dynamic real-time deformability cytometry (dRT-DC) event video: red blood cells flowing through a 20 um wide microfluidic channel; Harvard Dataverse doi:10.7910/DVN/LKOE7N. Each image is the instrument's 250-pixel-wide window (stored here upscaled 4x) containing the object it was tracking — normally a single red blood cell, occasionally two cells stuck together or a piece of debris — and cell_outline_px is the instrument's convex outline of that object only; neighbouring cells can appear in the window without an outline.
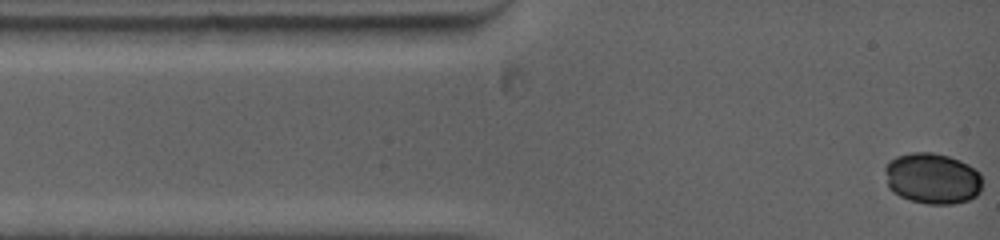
{"species": "common noctule bat (a hibernating species)", "species_latin": "Nyctalus noctula", "temperature_condition": "warm", "stored_images_in_passage": 10, "camera_frame_rate_fps": 5000, "um_per_image_px": 0.085, "animal": {"sex": "female", "body_mass_g": 19.0, "forearm_length_mm": 53.3}, "frame": {"image": 1, "passage_image": 1, "time_ms": 0.0, "image_size_px": [1000, 240], "cell_outline_px": [[980, 192], [976, 196], [968, 200], [952, 204], [928, 204], [908, 200], [892, 192], [888, 188], [884, 168], [896, 156], [912, 152], [932, 152], [948, 156], [960, 160], [968, 164], [980, 172]], "centroid_in_image_um": [79.24, 15.17], "position_along_channel_um": 5.8, "area_um2": 29.02}}
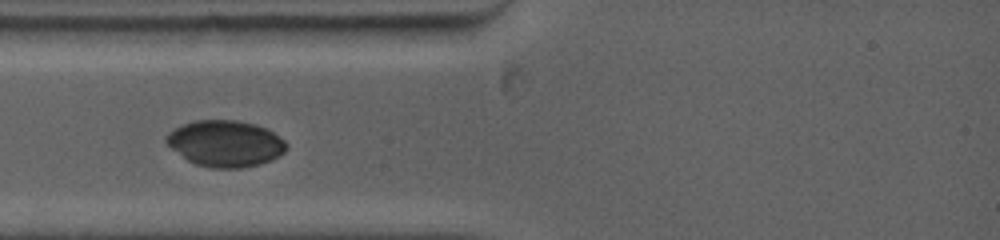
{"frame": {"image": 2, "passage_image": 9, "time_ms": 2.8, "image_size_px": [1000, 240], "cell_outline_px": [[288, 148], [280, 156], [272, 160], [260, 164], [240, 168], [208, 168], [196, 164], [188, 160], [172, 148], [164, 140], [164, 136], [168, 132], [180, 124], [196, 120], [236, 120], [256, 124], [272, 132], [284, 140], [288, 144]], "centroid_in_image_um": [19.15, 12.2], "position_along_channel_um": 65.8, "area_um2": 32.6}}
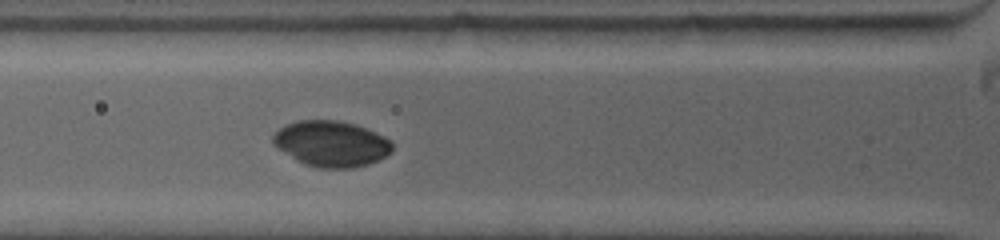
{"frame": {"image": 3, "passage_image": 10, "time_ms": 3.6, "image_size_px": [1000, 240], "cell_outline_px": [[392, 152], [368, 164], [352, 168], [320, 168], [304, 164], [296, 160], [276, 148], [272, 144], [272, 136], [284, 124], [296, 120], [336, 120], [356, 124], [368, 128], [392, 140]], "centroid_in_image_um": [28.14, 12.2], "position_along_channel_um": 97.7, "area_um2": 32.14}}